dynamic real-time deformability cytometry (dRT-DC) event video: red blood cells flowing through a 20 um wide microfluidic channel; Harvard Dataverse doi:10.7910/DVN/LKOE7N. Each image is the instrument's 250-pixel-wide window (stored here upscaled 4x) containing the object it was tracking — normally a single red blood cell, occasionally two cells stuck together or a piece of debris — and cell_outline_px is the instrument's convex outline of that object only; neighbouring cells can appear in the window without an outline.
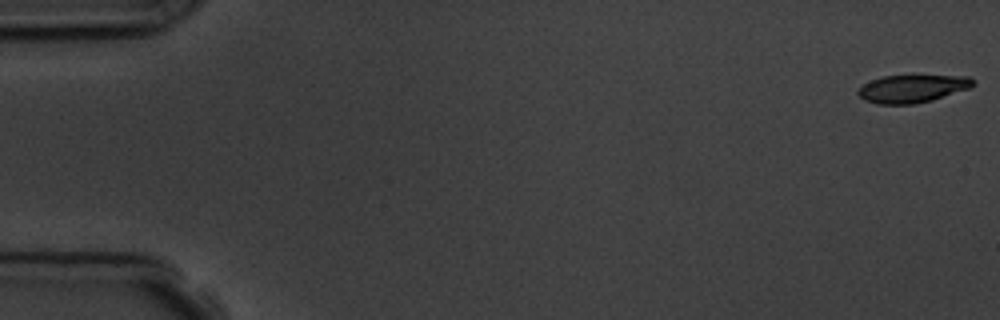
{"species": "common noctule bat (a hibernating species)", "species_latin": "Nyctalus noctula", "temperature_condition": "room temperature", "stored_images_in_passage": 5, "segment_of_instrument_passage": [1, 2], "camera_frame_rate_fps": 3000, "um_per_image_px": 0.085, "animal": {"sex": "male", "body_mass_g": 19.5, "forearm_length_mm": 54.6}, "frame": {"image": 1, "passage_image": 1, "time_ms": 0.0, "image_size_px": [1000, 320], "cell_outline_px": [[976, 84], [968, 88], [932, 100], [912, 104], [876, 104], [864, 100], [856, 92], [864, 84], [872, 80], [884, 76], [912, 72], [968, 76], [976, 80]], "centroid_in_image_um": [77.59, 7.46], "position_along_channel_um": 7.4, "area_um2": 19.59}}
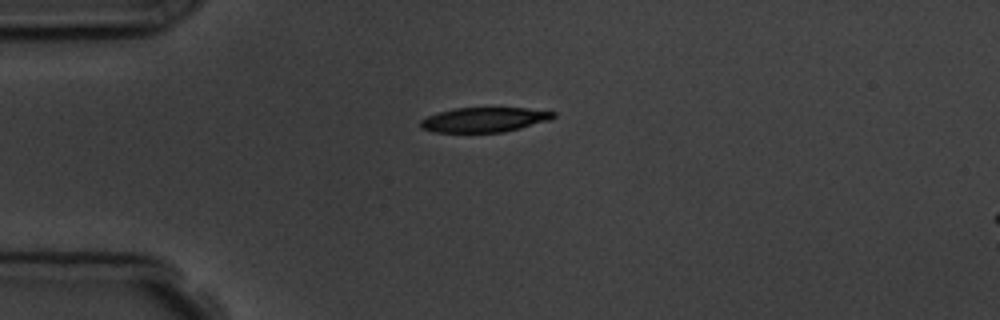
{"frame": {"image": 2, "passage_image": 4, "time_ms": 4.333, "image_size_px": [1000, 320], "cell_outline_px": [[556, 116], [548, 120], [520, 128], [504, 132], [432, 132], [420, 128], [420, 120], [428, 116], [440, 112], [456, 108], [528, 108], [556, 112]], "centroid_in_image_um": [41.15, 10.18], "position_along_channel_um": 43.8, "area_um2": 19.02}}